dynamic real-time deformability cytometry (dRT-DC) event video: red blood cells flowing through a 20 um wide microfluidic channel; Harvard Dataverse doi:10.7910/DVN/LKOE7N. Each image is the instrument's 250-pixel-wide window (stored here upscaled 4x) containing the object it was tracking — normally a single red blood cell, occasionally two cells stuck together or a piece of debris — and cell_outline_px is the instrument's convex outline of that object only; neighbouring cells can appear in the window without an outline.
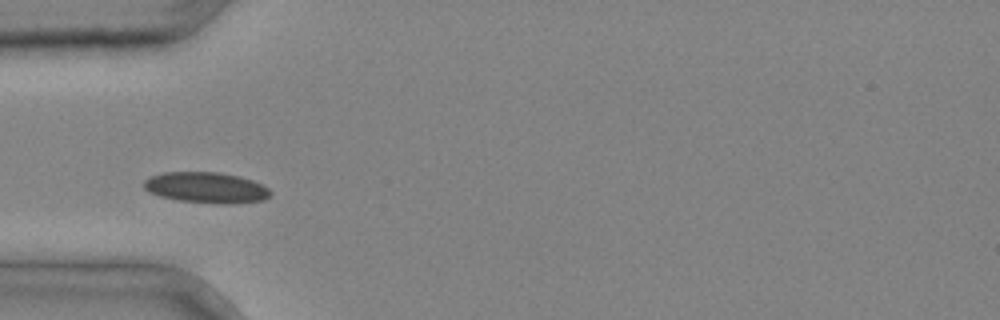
{"species": "common noctule bat (a hibernating species)", "species_latin": "Nyctalus noctula", "temperature_condition": "cold", "stored_images_in_passage": 2, "camera_frame_rate_fps": 3000, "um_per_image_px": 0.085, "animal": {"sex": "male", "body_mass_g": 20.4}, "frame": {"image": 1, "passage_image": 2, "time_ms": 0.333, "image_size_px": [1000, 320], "cell_outline_px": [[272, 192], [264, 200], [232, 204], [216, 204], [180, 200], [160, 196], [148, 192], [144, 188], [144, 180], [152, 176], [164, 172], [216, 172], [240, 176], [264, 184]], "centroid_in_image_um": [17.56, 15.95], "position_along_channel_um": 67.4, "area_um2": 22.83}}